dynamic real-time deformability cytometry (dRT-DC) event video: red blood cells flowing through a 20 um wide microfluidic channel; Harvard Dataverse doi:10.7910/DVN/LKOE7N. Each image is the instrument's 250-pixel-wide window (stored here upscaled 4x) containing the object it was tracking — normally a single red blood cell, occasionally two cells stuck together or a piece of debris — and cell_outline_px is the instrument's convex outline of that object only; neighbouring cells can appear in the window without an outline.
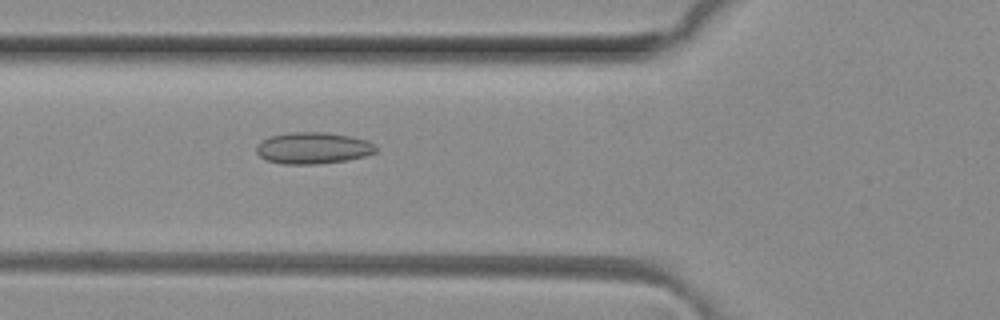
{"species": "common noctule bat (a hibernating species)", "species_latin": "Nyctalus noctula", "temperature_condition": "room temperature", "stored_images_in_passage": 3, "camera_frame_rate_fps": 3000, "um_per_image_px": 0.085, "animal": {"sex": "female", "body_mass_g": 29.2, "forearm_length_mm": 56.3}, "frame": {"image": 1, "passage_image": 3, "time_ms": 0.667, "image_size_px": [1000, 320], "cell_outline_px": [[376, 152], [364, 156], [344, 160], [316, 164], [284, 164], [268, 160], [260, 156], [256, 152], [256, 148], [260, 140], [272, 136], [292, 132], [324, 132], [348, 136], [368, 140], [376, 148]], "centroid_in_image_um": [26.58, 12.58], "position_along_channel_um": 99.2, "area_um2": 21.68}}